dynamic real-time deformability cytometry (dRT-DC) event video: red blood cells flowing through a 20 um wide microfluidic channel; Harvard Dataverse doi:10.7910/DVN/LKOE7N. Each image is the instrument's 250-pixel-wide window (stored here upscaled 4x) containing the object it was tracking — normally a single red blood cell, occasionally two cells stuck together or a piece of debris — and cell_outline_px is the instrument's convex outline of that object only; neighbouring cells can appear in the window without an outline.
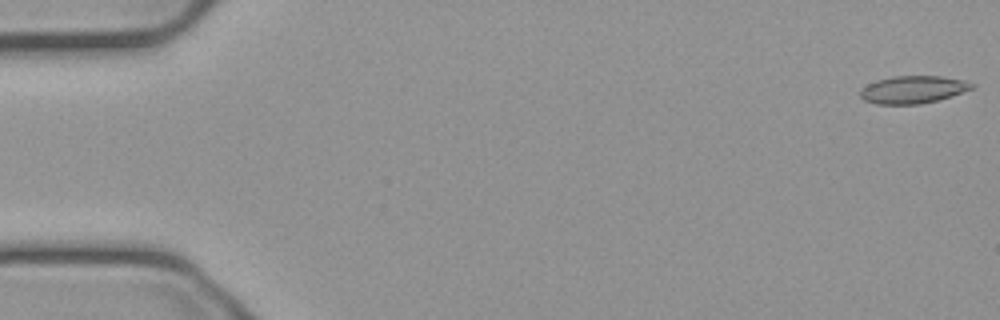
{"species": "common noctule bat (a hibernating species)", "species_latin": "Nyctalus noctula", "temperature_condition": "cold", "stored_images_in_passage": 52, "camera_frame_rate_fps": 3000, "um_per_image_px": 0.085, "animal": {"sex": "male", "body_mass_g": 23.1, "forearm_length_mm": 52.7}, "frame": {"image": 1, "passage_image": 1, "time_ms": 0.0, "image_size_px": [1000, 320], "cell_outline_px": [[976, 84], [972, 88], [952, 96], [920, 104], [876, 104], [864, 100], [860, 96], [860, 88], [876, 80], [892, 76], [940, 76], [964, 80]], "centroid_in_image_um": [77.58, 7.61], "position_along_channel_um": 7.4, "area_um2": 17.92}}
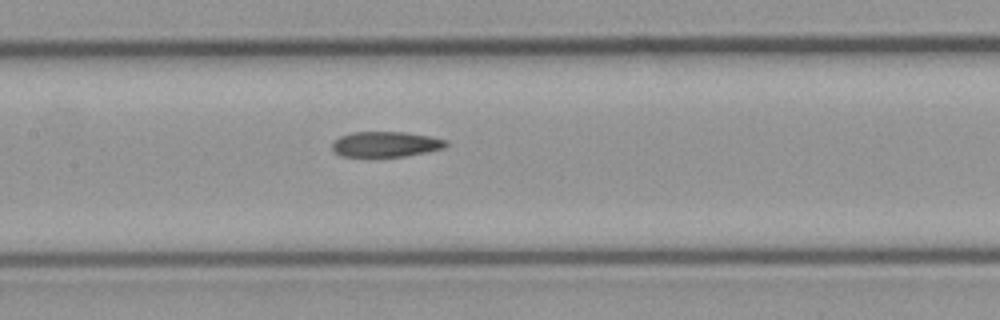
{"frame": {"image": 2, "passage_image": 26, "time_ms": 8.333, "image_size_px": [1000, 320], "cell_outline_px": [[448, 144], [444, 148], [404, 156], [340, 156], [332, 148], [332, 144], [340, 136], [352, 132], [404, 132], [428, 136], [448, 140]], "centroid_in_image_um": [32.79, 12.25], "position_along_channel_um": 174.6, "area_um2": 16.59}}
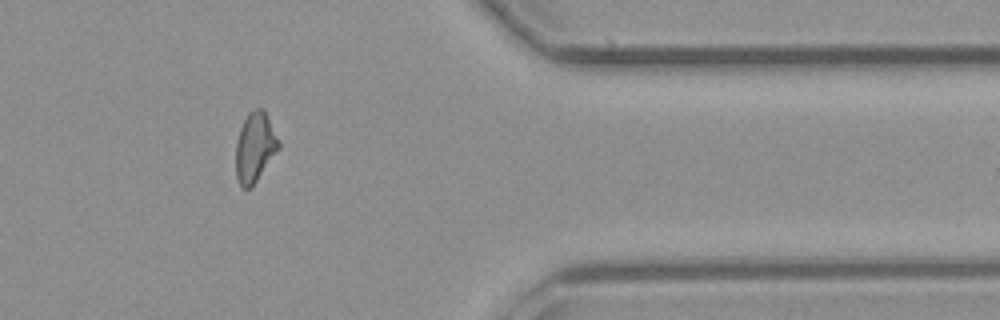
{"frame": {"image": 3, "passage_image": 45, "time_ms": 14.667, "image_size_px": [1000, 320], "cell_outline_px": [[280, 148], [252, 188], [240, 188], [236, 176], [236, 140], [240, 128], [248, 112], [256, 108], [264, 108], [280, 140]], "centroid_in_image_um": [21.68, 12.52], "position_along_channel_um": 389.7, "area_um2": 17.8}}